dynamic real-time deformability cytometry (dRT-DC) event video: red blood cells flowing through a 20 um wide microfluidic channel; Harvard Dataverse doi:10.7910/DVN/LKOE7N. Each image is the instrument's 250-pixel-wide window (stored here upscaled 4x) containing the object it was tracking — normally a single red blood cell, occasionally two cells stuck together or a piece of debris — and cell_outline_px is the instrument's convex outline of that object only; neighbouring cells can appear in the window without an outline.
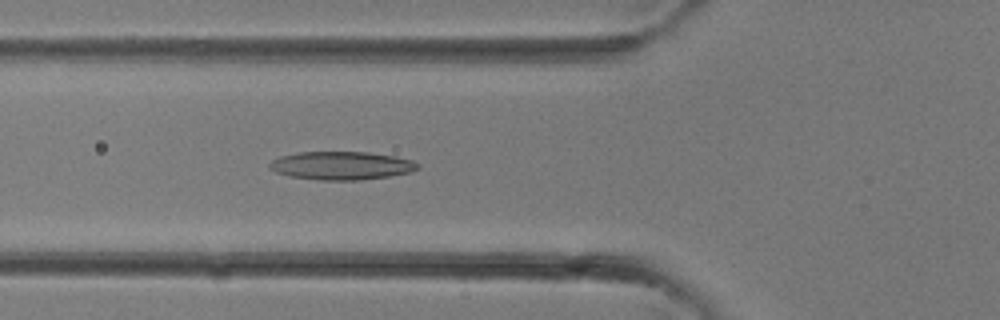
{"species": "common noctule bat (a hibernating species)", "species_latin": "Nyctalus noctula", "temperature_condition": "room temperature", "stored_images_in_passage": 22, "camera_frame_rate_fps": 3000, "um_per_image_px": 0.085, "animal": {"sex": "female"}, "frame": {"image": 1, "passage_image": 12, "time_ms": 3.667, "image_size_px": [1000, 320], "cell_outline_px": [[420, 168], [412, 172], [388, 176], [360, 180], [320, 180], [292, 176], [276, 172], [268, 168], [268, 164], [272, 160], [280, 156], [296, 152], [368, 152], [396, 156], [412, 160], [420, 164]], "centroid_in_image_um": [29.04, 14.07], "position_along_channel_um": 96.8, "area_um2": 24.51}}
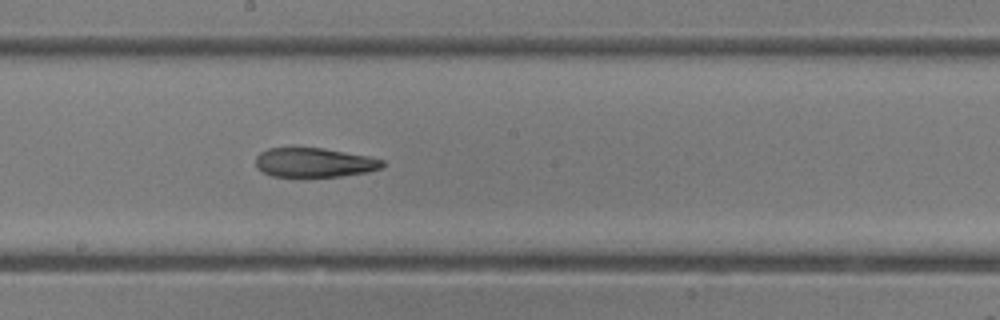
{"frame": {"image": 2, "passage_image": 18, "time_ms": 5.667, "image_size_px": [1000, 320], "cell_outline_px": [[384, 168], [368, 172], [340, 176], [272, 176], [256, 168], [256, 156], [260, 152], [268, 148], [324, 148], [368, 156], [384, 160]], "centroid_in_image_um": [26.73, 13.81], "position_along_channel_um": 221.5, "area_um2": 21.62}}
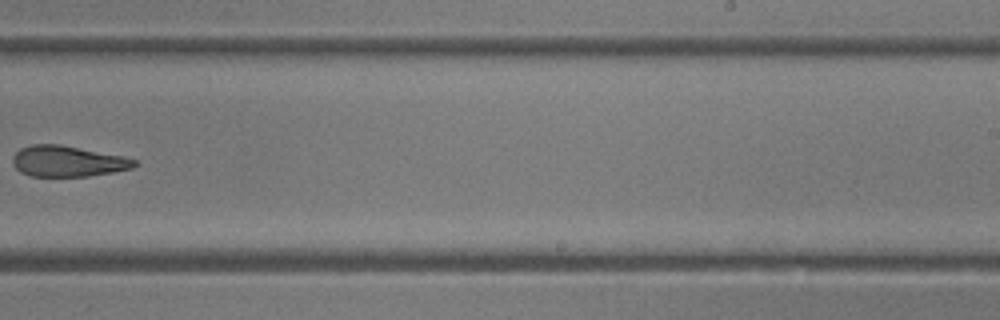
{"frame": {"image": 3, "passage_image": 21, "time_ms": 6.667, "image_size_px": [1000, 320], "cell_outline_px": [[136, 164], [132, 168], [112, 172], [88, 176], [32, 176], [20, 172], [12, 164], [12, 156], [20, 148], [32, 144], [60, 144], [124, 156], [136, 160]], "centroid_in_image_um": [5.72, 13.7], "position_along_channel_um": 283.3, "area_um2": 21.91}}